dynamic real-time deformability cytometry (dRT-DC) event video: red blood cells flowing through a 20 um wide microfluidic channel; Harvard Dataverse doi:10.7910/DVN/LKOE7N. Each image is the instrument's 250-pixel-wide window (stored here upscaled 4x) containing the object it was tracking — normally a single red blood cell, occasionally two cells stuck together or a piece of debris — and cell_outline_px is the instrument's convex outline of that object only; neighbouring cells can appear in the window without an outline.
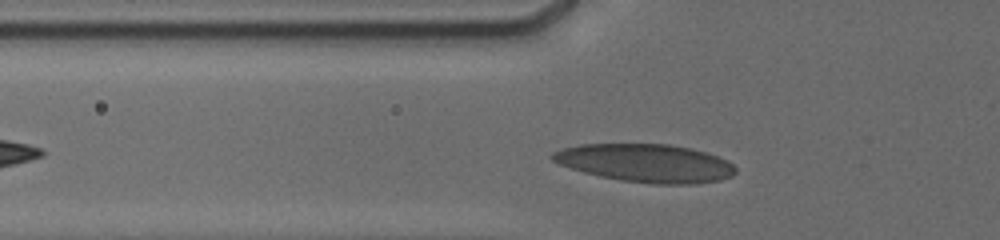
{"species": "human", "species_latin": "Homo sapiens", "temperature_condition": "cold", "stored_images_in_passage": 42, "camera_frame_rate_fps": 3000, "um_per_image_px": 0.085, "donor": {"sex": "male"}, "frame": {"image": 1, "passage_image": 12, "time_ms": 2.333, "image_size_px": [1000, 240], "cell_outline_px": [[736, 172], [732, 176], [720, 180], [692, 184], [656, 184], [624, 180], [600, 176], [584, 172], [560, 164], [552, 160], [548, 156], [552, 152], [564, 148], [580, 144], [668, 144], [692, 148], [716, 156], [732, 164], [736, 168]], "centroid_in_image_um": [54.87, 13.86], "position_along_channel_um": 70.9, "area_um2": 40.4}}
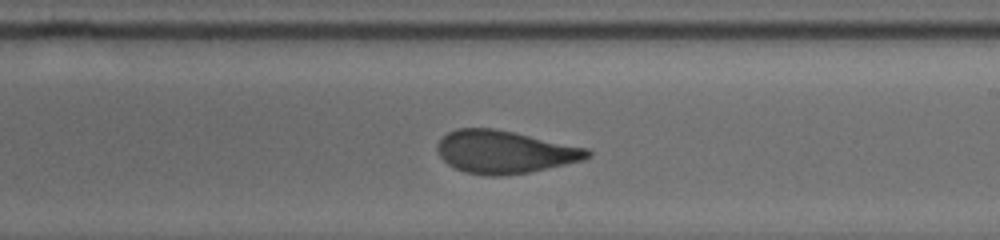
{"frame": {"image": 2, "passage_image": 31, "time_ms": 7.0, "image_size_px": [1000, 240], "cell_outline_px": [[592, 156], [584, 160], [528, 172], [500, 176], [488, 176], [464, 172], [448, 164], [440, 156], [436, 148], [436, 144], [448, 132], [456, 128], [496, 128], [588, 148], [592, 152]], "centroid_in_image_um": [42.9, 12.91], "position_along_channel_um": 246.1, "area_um2": 37.45}}
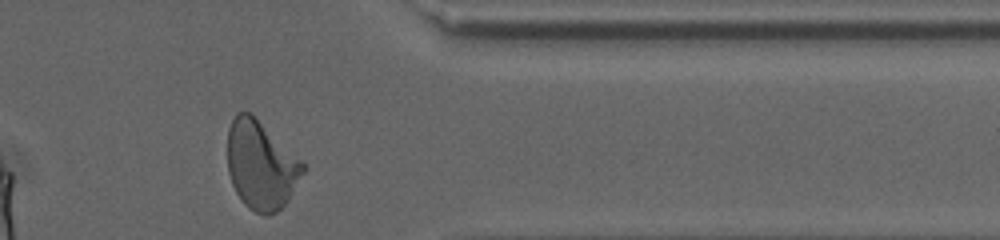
{"frame": {"image": 3, "passage_image": 42, "time_ms": 11.0, "image_size_px": [1000, 240], "cell_outline_px": [[308, 168], [288, 200], [276, 212], [268, 216], [256, 212], [248, 208], [244, 204], [236, 192], [232, 184], [228, 172], [228, 128], [236, 112], [252, 112]], "centroid_in_image_um": [22.19, 14.03], "position_along_channel_um": 389.2, "area_um2": 38.96}, "authors_computed_cell_mechanics": {"area_um2": 38.0324, "velocity_mm_per_s": 3.7889, "shape_relaxation_time_tau1_ms": 7.7402, "shape_relaxation_time_tau2_ms": 1.2965, "deformation_change_tau1": 0.2165, "deformation_change_tau2": 0.0858}}